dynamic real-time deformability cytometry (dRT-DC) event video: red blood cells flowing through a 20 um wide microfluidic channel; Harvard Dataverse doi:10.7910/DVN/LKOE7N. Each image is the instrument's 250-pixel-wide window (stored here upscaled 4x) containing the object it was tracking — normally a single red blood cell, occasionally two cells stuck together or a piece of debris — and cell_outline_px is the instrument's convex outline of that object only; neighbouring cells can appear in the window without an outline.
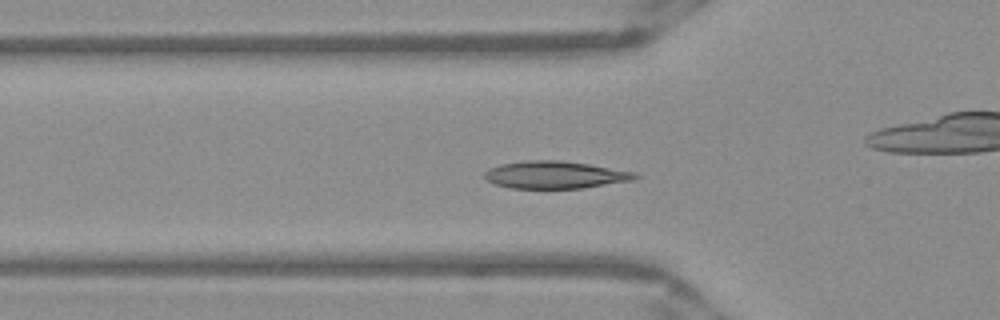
{"species": "Egyptian fruit bat (a non-hibernating species)", "species_latin": "Rousettus aegyptiacus", "temperature_condition": "warm", "stored_images_in_passage": 52, "camera_frame_rate_fps": 3000, "um_per_image_px": 0.085, "frame": {"image": 1, "passage_image": 17, "time_ms": 5.333, "image_size_px": [1000, 320], "cell_outline_px": [[640, 176], [636, 180], [580, 188], [512, 188], [496, 184], [488, 180], [484, 176], [484, 172], [488, 168], [500, 164], [528, 160], [560, 160], [588, 164], [636, 172]], "centroid_in_image_um": [47.21, 14.85], "position_along_channel_um": 78.6, "area_um2": 23.99}}
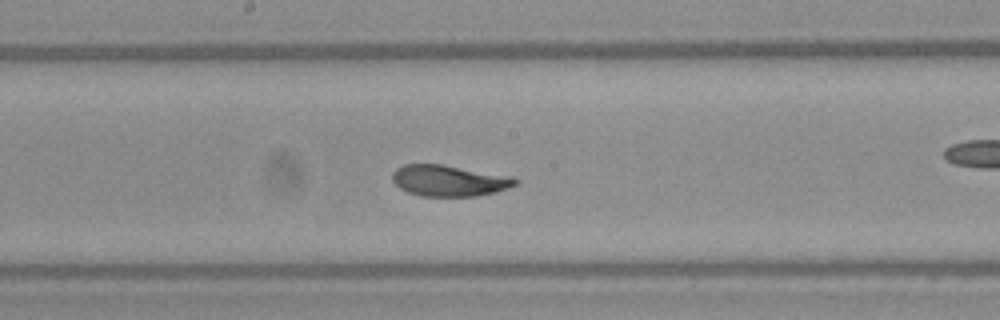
{"frame": {"image": 2, "passage_image": 27, "time_ms": 8.667, "image_size_px": [1000, 320], "cell_outline_px": [[520, 180], [516, 184], [508, 188], [496, 192], [476, 196], [420, 196], [408, 192], [400, 188], [392, 180], [392, 172], [396, 168], [404, 164], [440, 164], [512, 176]], "centroid_in_image_um": [38.17, 15.35], "position_along_channel_um": 210.0, "area_um2": 22.37}}
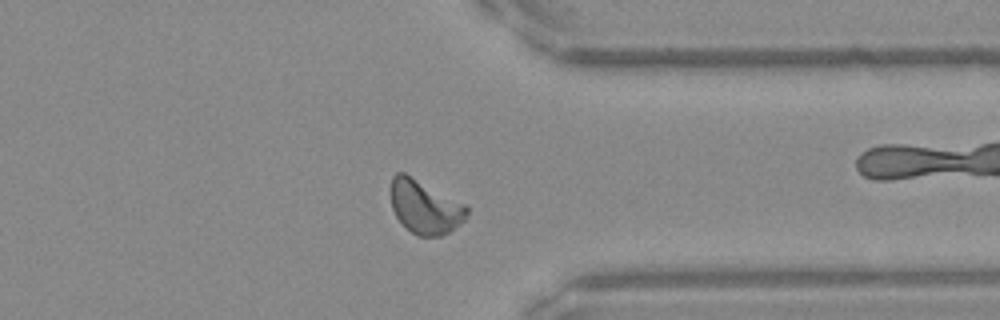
{"frame": {"image": 3, "passage_image": 40, "time_ms": 13.0, "image_size_px": [1000, 320], "cell_outline_px": [[468, 216], [460, 224], [448, 232], [440, 236], [416, 236], [396, 216], [392, 208], [388, 192], [392, 176], [396, 172], [404, 172], [464, 204], [468, 208]], "centroid_in_image_um": [36.07, 17.57], "position_along_channel_um": 375.3, "area_um2": 23.76}, "authors_computed_cell_mechanics": {"area_um2": 23.0333, "velocity_mm_per_s": 3.9133, "shape_relaxation_time_tau1_ms": 5.6487, "shape_relaxation_time_tau2_ms": 1.7576, "deformation_change_tau1": 0.1804, "deformation_change_tau2": 0.0444}}